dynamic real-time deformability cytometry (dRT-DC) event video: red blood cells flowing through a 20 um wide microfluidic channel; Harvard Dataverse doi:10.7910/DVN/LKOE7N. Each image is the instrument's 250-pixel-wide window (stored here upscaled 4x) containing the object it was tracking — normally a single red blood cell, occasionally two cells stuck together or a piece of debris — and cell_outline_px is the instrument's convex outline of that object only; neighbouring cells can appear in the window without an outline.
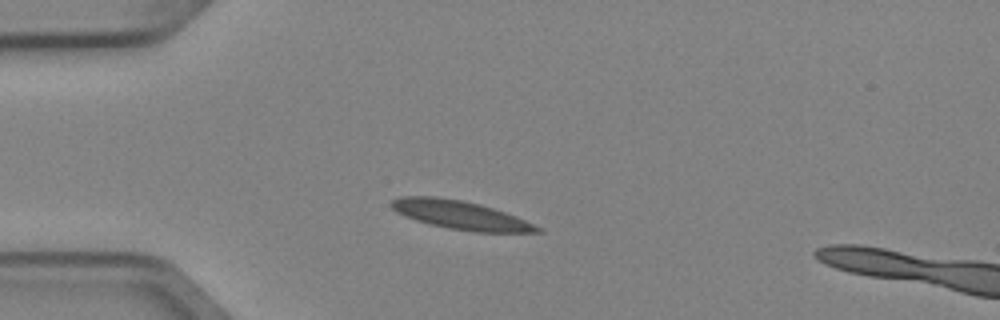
{"species": "Egyptian fruit bat (a non-hibernating species)", "species_latin": "Rousettus aegyptiacus", "temperature_condition": "cold", "stored_images_in_passage": 2, "camera_frame_rate_fps": 3000, "um_per_image_px": 0.085, "animal": {"sex": "female"}, "frame": {"image": 1, "passage_image": 1, "time_ms": 0.0, "image_size_px": [1000, 320], "cell_outline_px": [[544, 232], [476, 232], [448, 228], [428, 224], [404, 216], [396, 212], [388, 204], [392, 200], [400, 196], [436, 196], [460, 200], [480, 204], [516, 216], [540, 228]], "centroid_in_image_um": [39.06, 18.27], "position_along_channel_um": 45.9, "area_um2": 24.16}}